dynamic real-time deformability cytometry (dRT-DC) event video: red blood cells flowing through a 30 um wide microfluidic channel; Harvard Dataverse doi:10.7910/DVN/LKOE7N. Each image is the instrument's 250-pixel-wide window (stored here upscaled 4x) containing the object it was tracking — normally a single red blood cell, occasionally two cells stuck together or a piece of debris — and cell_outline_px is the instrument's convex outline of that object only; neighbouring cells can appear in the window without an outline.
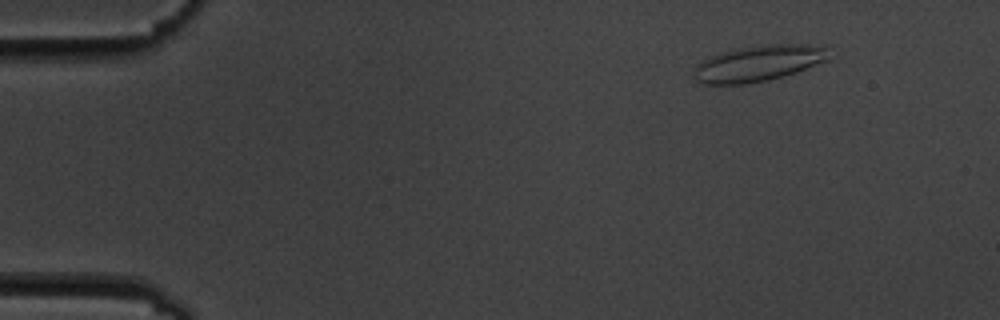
{"species": "common noctule bat (a hibernating species)", "species_latin": "Nyctalus noctula", "temperature_condition": "cold", "stored_images_in_passage": 6, "segment_of_instrument_passage": [1, 2], "camera_frame_rate_fps": 3000, "um_per_image_px": 0.085, "animal": {"sex": "male", "body_mass_g": 19.5, "forearm_length_mm": 54.6}, "frame": {"image": 1, "passage_image": 2, "time_ms": 1.0, "image_size_px": [1000, 320], "cell_outline_px": [[832, 44], [828, 60], [796, 72], [784, 76], [768, 80], [744, 84], [704, 84], [696, 80], [696, 64], [712, 56], [724, 52], [740, 48], [764, 44]], "centroid_in_image_um": [64.61, 5.36], "position_along_channel_um": 20.4, "area_um2": 28.44}}